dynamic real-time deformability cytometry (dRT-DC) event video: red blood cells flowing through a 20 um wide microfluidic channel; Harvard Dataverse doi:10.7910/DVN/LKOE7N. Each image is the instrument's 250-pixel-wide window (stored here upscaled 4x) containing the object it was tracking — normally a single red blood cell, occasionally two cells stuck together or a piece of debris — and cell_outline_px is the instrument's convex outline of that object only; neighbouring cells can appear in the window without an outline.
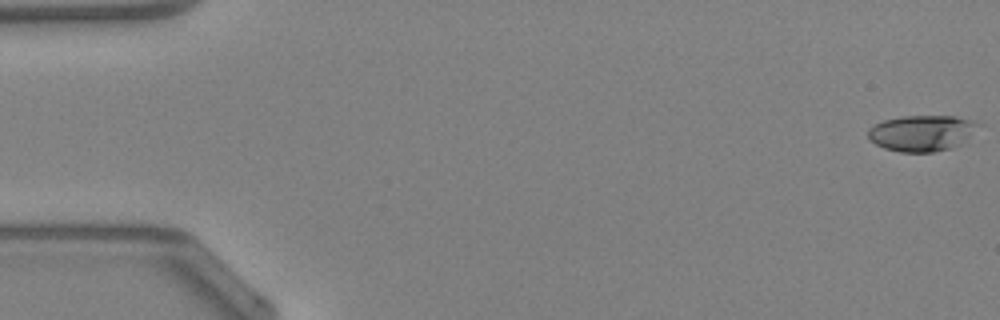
{"species": "Egyptian fruit bat (a non-hibernating species)", "species_latin": "Rousettus aegyptiacus", "temperature_condition": "warm", "stored_images_in_passage": 45, "camera_frame_rate_fps": 3000, "um_per_image_px": 0.085, "animal": {"sex": "female"}, "frame": {"image": 1, "passage_image": 1, "time_ms": 0.0, "image_size_px": [1000, 320], "cell_outline_px": [[984, 124], [968, 136], [956, 144], [948, 148], [932, 152], [900, 152], [884, 148], [876, 144], [868, 136], [868, 128], [884, 120], [900, 116], [956, 116], [972, 120]], "centroid_in_image_um": [78.34, 11.29], "position_along_channel_um": 6.7, "area_um2": 22.83}}
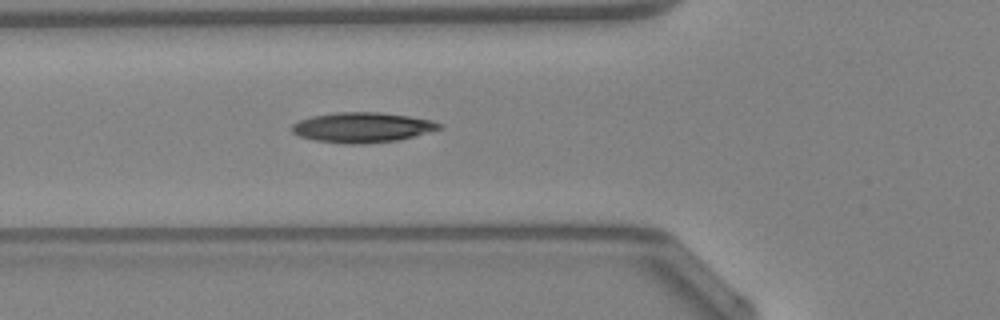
{"frame": {"image": 2, "passage_image": 18, "time_ms": 5.667, "image_size_px": [1000, 320], "cell_outline_px": [[444, 128], [396, 140], [364, 144], [348, 144], [312, 140], [300, 136], [292, 132], [292, 124], [300, 120], [312, 116], [336, 112], [380, 112], [408, 116], [432, 120], [444, 124]], "centroid_in_image_um": [30.8, 10.83], "position_along_channel_um": 95.0, "area_um2": 25.84}}
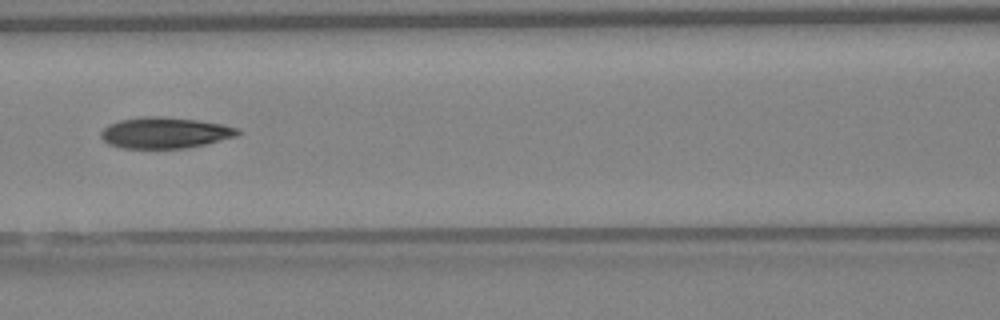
{"frame": {"image": 3, "passage_image": 22, "time_ms": 7.0, "image_size_px": [1000, 320], "cell_outline_px": [[240, 132], [236, 136], [204, 144], [184, 148], [120, 148], [108, 144], [100, 136], [100, 132], [108, 124], [120, 120], [140, 116], [160, 116], [196, 120], [224, 124], [236, 128]], "centroid_in_image_um": [13.96, 11.28], "position_along_channel_um": 152.6, "area_um2": 24.68}, "authors_computed_cell_mechanics": {"area_um2": 24.1026, "velocity_mm_per_s": 4.3106, "shape_relaxation_time_tau1_ms": 9.009, "shape_relaxation_time_tau2_ms": 4.2736, "deformation_change_tau1": 0.244, "deformation_change_tau2": 0.143}}